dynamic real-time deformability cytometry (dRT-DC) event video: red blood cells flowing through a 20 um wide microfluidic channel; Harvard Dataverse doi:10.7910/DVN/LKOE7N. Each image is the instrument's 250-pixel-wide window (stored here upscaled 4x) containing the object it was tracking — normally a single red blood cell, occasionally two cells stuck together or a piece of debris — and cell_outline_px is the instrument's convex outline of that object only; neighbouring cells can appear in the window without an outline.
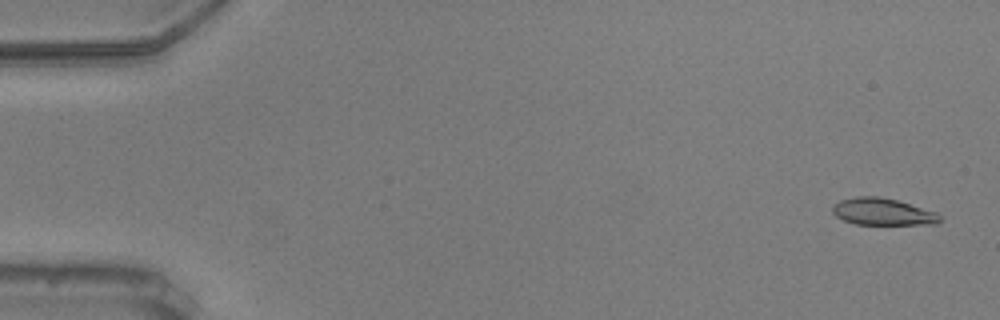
{"species": "common noctule bat (a hibernating species)", "species_latin": "Nyctalus noctula", "temperature_condition": "warm", "stored_images_in_passage": 16, "camera_frame_rate_fps": 3000, "um_per_image_px": 0.085, "animal": {"sex": "male", "body_mass_g": 20.5, "forearm_length_mm": 52.5}, "frame": {"image": 1, "passage_image": 2, "time_ms": 0.333, "image_size_px": [1000, 320], "cell_outline_px": [[940, 220], [936, 224], [856, 224], [844, 220], [836, 216], [832, 212], [832, 204], [840, 200], [856, 196], [880, 196], [896, 200], [936, 212], [940, 216]], "centroid_in_image_um": [74.98, 17.99], "position_along_channel_um": 10.0, "area_um2": 16.76}}
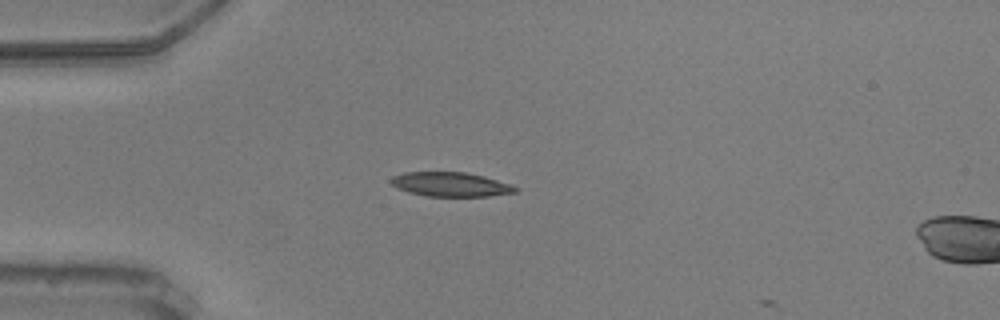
{"frame": {"image": 2, "passage_image": 15, "time_ms": 4.667, "image_size_px": [1000, 320], "cell_outline_px": [[520, 188], [516, 192], [488, 196], [428, 196], [408, 192], [396, 188], [388, 180], [392, 176], [404, 172], [464, 172], [484, 176], [512, 184]], "centroid_in_image_um": [38.3, 15.67], "position_along_channel_um": 46.7, "area_um2": 17.74}}